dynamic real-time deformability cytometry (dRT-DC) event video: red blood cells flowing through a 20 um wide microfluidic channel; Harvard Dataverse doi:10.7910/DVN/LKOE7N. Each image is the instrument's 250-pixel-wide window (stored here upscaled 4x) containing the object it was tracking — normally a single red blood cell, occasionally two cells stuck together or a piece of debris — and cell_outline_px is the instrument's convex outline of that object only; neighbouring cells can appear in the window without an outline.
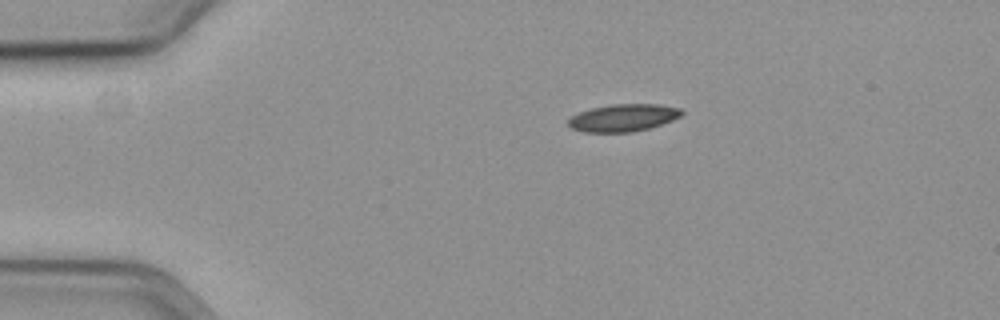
{"species": "common noctule bat (a hibernating species)", "species_latin": "Nyctalus noctula", "temperature_condition": "cold", "stored_images_in_passage": 47, "camera_frame_rate_fps": 3000, "um_per_image_px": 0.085, "animal": {"sex": "female", "body_mass_g": 19.3, "forearm_length_mm": 54.1}, "frame": {"image": 1, "passage_image": 1, "time_ms": 0.0, "image_size_px": [1000, 320], "cell_outline_px": [[684, 112], [680, 116], [672, 120], [648, 128], [632, 132], [584, 132], [572, 128], [568, 124], [568, 116], [592, 108], [612, 104], [656, 104], [680, 108]], "centroid_in_image_um": [52.94, 10.01], "position_along_channel_um": 32.1, "area_um2": 17.98}}
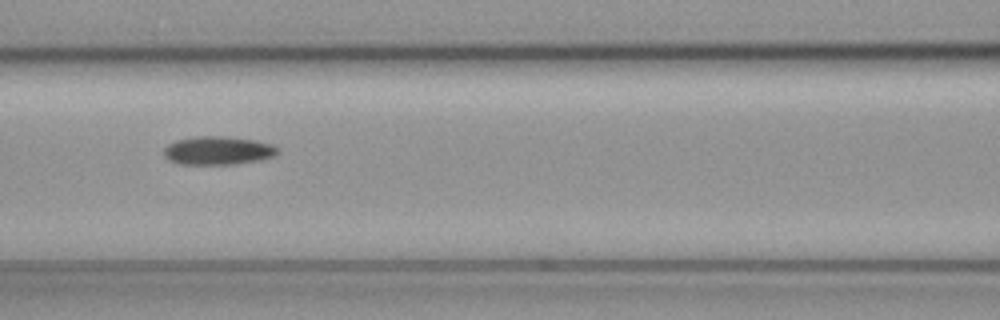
{"frame": {"image": 2, "passage_image": 15, "time_ms": 4.667, "image_size_px": [1000, 320], "cell_outline_px": [[280, 152], [272, 156], [260, 160], [236, 164], [180, 164], [168, 160], [164, 156], [164, 148], [168, 144], [176, 140], [196, 136], [224, 136], [256, 140], [272, 144], [280, 148]], "centroid_in_image_um": [18.54, 12.79], "position_along_channel_um": 148.1, "area_um2": 19.02}}
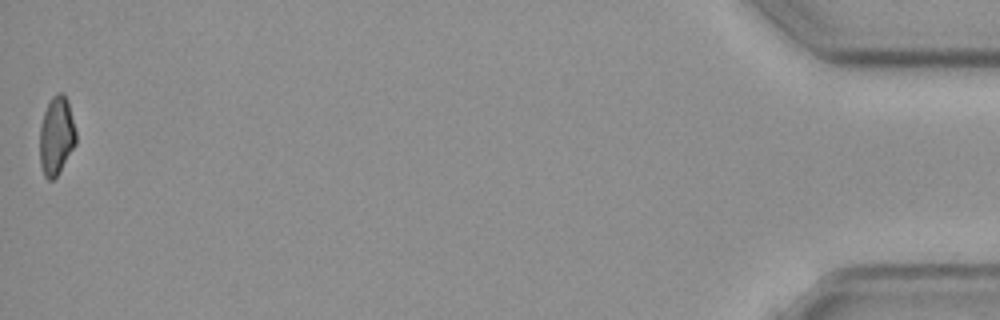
{"frame": {"image": 3, "passage_image": 47, "time_ms": 15.333, "image_size_px": [1000, 320], "cell_outline_px": [[76, 144], [56, 176], [52, 180], [48, 180], [44, 176], [40, 164], [40, 124], [44, 112], [52, 96], [56, 92], [64, 92], [68, 100], [76, 132]], "centroid_in_image_um": [4.79, 11.51], "position_along_channel_um": 430.4, "area_um2": 16.59}}